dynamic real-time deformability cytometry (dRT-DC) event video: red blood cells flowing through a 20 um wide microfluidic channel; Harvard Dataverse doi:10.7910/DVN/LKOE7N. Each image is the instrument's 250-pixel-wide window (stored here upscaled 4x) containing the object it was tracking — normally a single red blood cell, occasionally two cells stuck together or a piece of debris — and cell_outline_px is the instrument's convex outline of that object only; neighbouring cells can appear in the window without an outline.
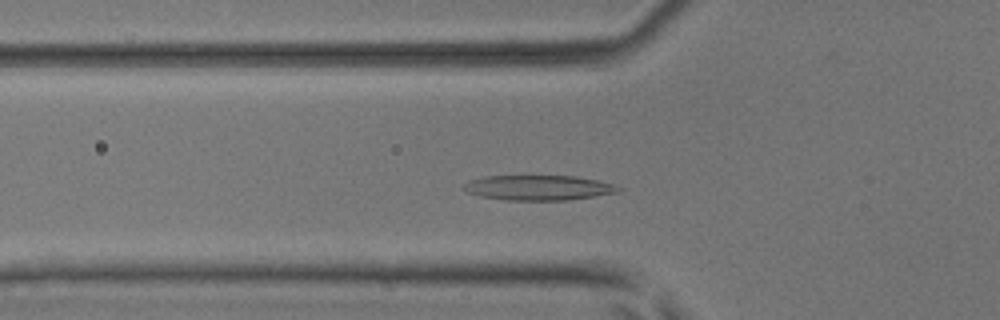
{"species": "common noctule bat (a hibernating species)", "species_latin": "Nyctalus noctula", "temperature_condition": "room temperature", "stored_images_in_passage": 46, "camera_frame_rate_fps": 3000, "um_per_image_px": 0.085, "animal": {"sex": "male", "body_mass_g": 17.9, "forearm_length_mm": 54.2}, "frame": {"image": 1, "passage_image": 12, "time_ms": 3.667, "image_size_px": [1000, 320], "cell_outline_px": [[620, 188], [616, 192], [568, 200], [508, 200], [480, 196], [468, 192], [460, 188], [468, 180], [484, 176], [576, 176], [596, 180], [612, 184]], "centroid_in_image_um": [45.68, 15.95], "position_along_channel_um": 80.1, "area_um2": 22.31}}
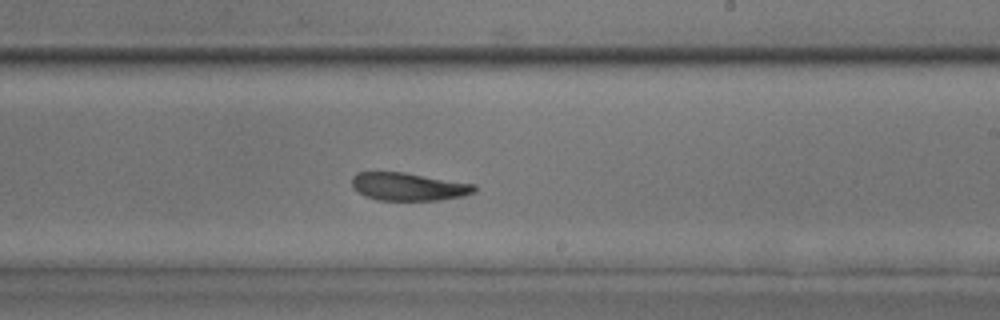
{"frame": {"image": 2, "passage_image": 25, "time_ms": 8.0, "image_size_px": [1000, 320], "cell_outline_px": [[476, 192], [464, 196], [440, 200], [376, 200], [364, 196], [352, 188], [352, 176], [356, 172], [404, 172], [476, 184]], "centroid_in_image_um": [34.72, 15.86], "position_along_channel_um": 254.3, "area_um2": 20.17}}
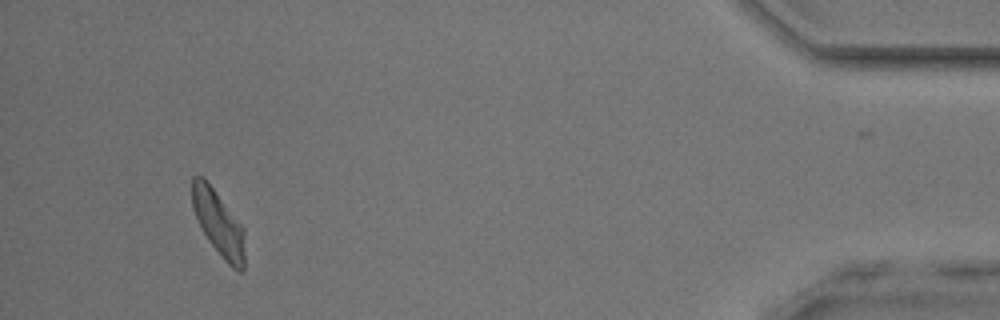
{"frame": {"image": 3, "passage_image": 42, "time_ms": 13.667, "image_size_px": [1000, 320], "cell_outline_px": [[244, 272], [240, 272], [232, 268], [224, 260], [208, 240], [192, 208], [192, 176], [204, 176], [244, 228]], "centroid_in_image_um": [18.58, 18.97], "position_along_channel_um": 416.6, "area_um2": 19.88}, "authors_computed_cell_mechanics": {"area_um2": 20.4901, "velocity_mm_per_s": 4.0397, "shape_relaxation_time_tau1_ms": 3.5037, "shape_relaxation_time_tau2_ms": 3.1213, "deformation_change_tau1": 0.1294, "deformation_change_tau2": 0.1175}}